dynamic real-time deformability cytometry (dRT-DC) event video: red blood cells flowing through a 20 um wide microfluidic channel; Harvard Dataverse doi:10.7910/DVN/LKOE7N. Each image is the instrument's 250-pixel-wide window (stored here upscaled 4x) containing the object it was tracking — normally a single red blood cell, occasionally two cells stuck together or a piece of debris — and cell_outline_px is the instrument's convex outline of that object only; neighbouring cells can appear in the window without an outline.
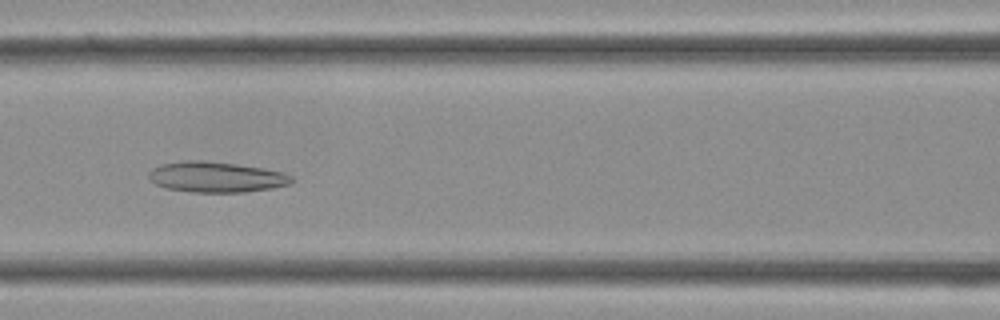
{"species": "Egyptian fruit bat (a non-hibernating species)", "species_latin": "Rousettus aegyptiacus", "temperature_condition": "cold", "stored_images_in_passage": 34, "camera_frame_rate_fps": 3000, "um_per_image_px": 0.085, "frame": {"image": 1, "passage_image": 14, "time_ms": 4.333, "image_size_px": [1000, 320], "cell_outline_px": [[296, 180], [292, 184], [272, 188], [244, 192], [192, 192], [164, 188], [156, 184], [148, 176], [148, 172], [152, 168], [164, 164], [184, 160], [204, 160], [236, 164], [264, 168], [284, 172], [292, 176]], "centroid_in_image_um": [18.42, 15.05], "position_along_channel_um": 148.2, "area_um2": 25.66}}
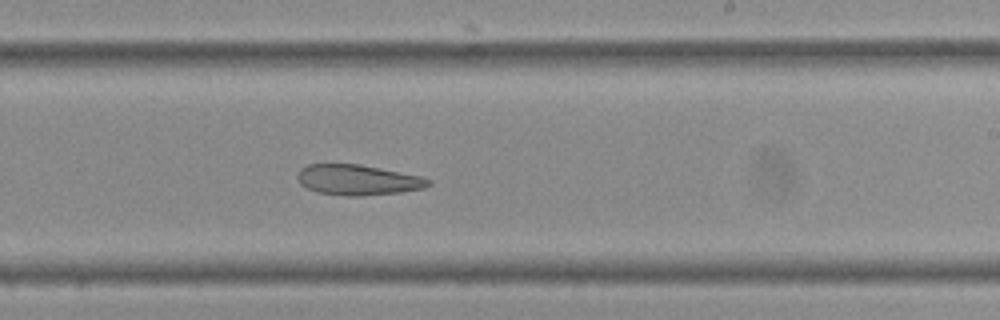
{"frame": {"image": 2, "passage_image": 20, "time_ms": 6.333, "image_size_px": [1000, 320], "cell_outline_px": [[432, 184], [424, 188], [400, 192], [356, 196], [348, 196], [316, 192], [300, 184], [296, 176], [300, 168], [308, 164], [360, 164], [420, 176], [432, 180]], "centroid_in_image_um": [30.4, 15.29], "position_along_channel_um": 258.6, "area_um2": 23.18}}
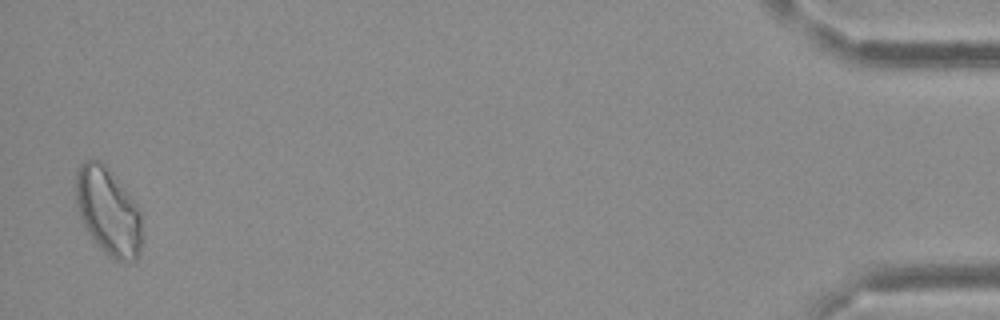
{"frame": {"image": 3, "passage_image": 34, "time_ms": 11.0, "image_size_px": [1000, 320], "cell_outline_px": [[140, 256], [136, 260], [116, 260], [100, 248], [88, 232], [80, 216], [76, 204], [76, 168], [84, 160], [100, 160], [112, 172], [128, 192], [136, 204], [140, 212]], "centroid_in_image_um": [9.18, 17.93], "position_along_channel_um": 426.0, "area_um2": 33.35}}